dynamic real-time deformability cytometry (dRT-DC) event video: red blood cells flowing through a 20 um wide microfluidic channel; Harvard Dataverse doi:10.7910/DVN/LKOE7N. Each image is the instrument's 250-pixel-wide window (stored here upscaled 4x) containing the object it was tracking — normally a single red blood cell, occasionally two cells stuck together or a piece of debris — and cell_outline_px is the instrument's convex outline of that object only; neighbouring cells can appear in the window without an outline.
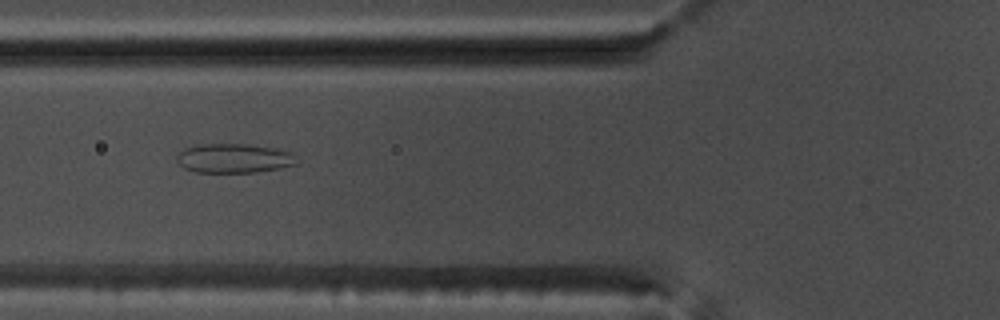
{"species": "common noctule bat (a hibernating species)", "species_latin": "Nyctalus noctula", "temperature_condition": "warm", "stored_images_in_passage": 37, "camera_frame_rate_fps": 3000, "um_per_image_px": 0.085, "animal": {"sex": "male", "body_mass_g": 17.5, "forearm_length_mm": 52.3}, "frame": {"image": 1, "passage_image": 4, "time_ms": 1.0, "image_size_px": [1000, 320], "cell_outline_px": [[296, 164], [280, 168], [256, 172], [196, 172], [184, 168], [176, 160], [176, 156], [184, 148], [196, 144], [244, 144], [276, 148], [292, 152]], "centroid_in_image_um": [19.85, 13.45], "position_along_channel_um": 106.0, "area_um2": 20.4}}
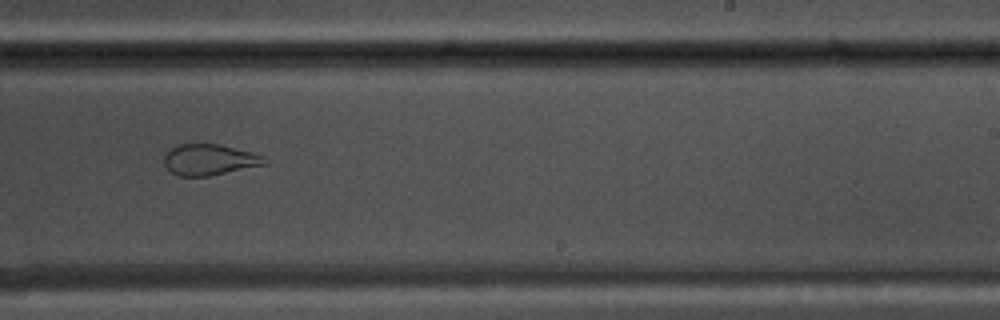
{"frame": {"image": 2, "passage_image": 17, "time_ms": 5.333, "image_size_px": [1000, 320], "cell_outline_px": [[272, 160], [268, 164], [208, 176], [180, 176], [172, 172], [164, 164], [164, 156], [168, 148], [176, 144], [220, 144], [252, 152], [264, 156]], "centroid_in_image_um": [17.84, 13.56], "position_along_channel_um": 271.2, "area_um2": 18.44}}
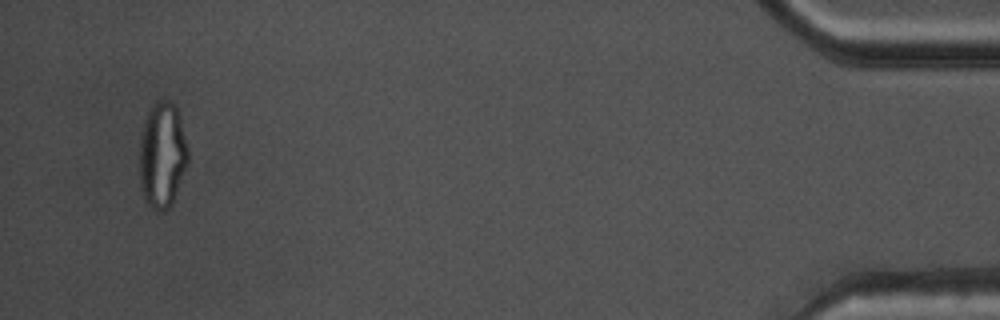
{"frame": {"image": 3, "passage_image": 35, "time_ms": 11.333, "image_size_px": [1000, 320], "cell_outline_px": [[188, 164], [172, 204], [164, 212], [156, 212], [144, 200], [140, 188], [140, 140], [144, 120], [148, 112], [156, 100], [168, 100], [176, 104], [188, 148]], "centroid_in_image_um": [13.79, 13.2], "position_along_channel_um": 421.4, "area_um2": 30.29}, "authors_computed_cell_mechanics": {"area_um2": 22.0218, "velocity_mm_per_s": 3.8169, "shape_relaxation_time_tau1_ms": null, "shape_relaxation_time_tau2_ms": 1.2191, "deformation_change_tau1": null, "deformation_change_tau2": 0.0831}}